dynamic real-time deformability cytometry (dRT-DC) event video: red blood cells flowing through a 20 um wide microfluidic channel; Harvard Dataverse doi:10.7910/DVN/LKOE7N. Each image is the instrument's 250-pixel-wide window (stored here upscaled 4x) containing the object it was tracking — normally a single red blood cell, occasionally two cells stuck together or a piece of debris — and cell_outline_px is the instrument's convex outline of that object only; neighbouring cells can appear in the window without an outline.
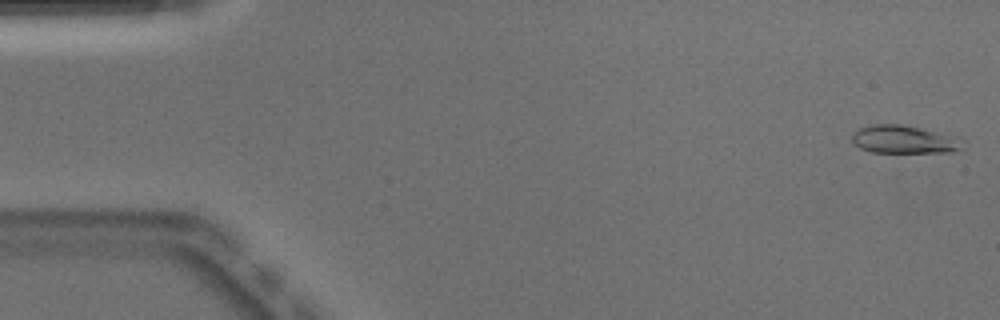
{"species": "Egyptian fruit bat (a non-hibernating species)", "species_latin": "Rousettus aegyptiacus", "temperature_condition": "warm", "stored_images_in_passage": 52, "camera_frame_rate_fps": 3000, "um_per_image_px": 0.085, "animal": {"sex": "male"}, "frame": {"image": 1, "passage_image": 2, "time_ms": 0.333, "image_size_px": [1000, 320], "cell_outline_px": [[964, 148], [952, 152], [872, 152], [860, 148], [852, 140], [852, 136], [860, 128], [872, 124], [900, 124], [920, 128], [964, 140]], "centroid_in_image_um": [76.85, 11.86], "position_along_channel_um": 8.1, "area_um2": 17.74}}
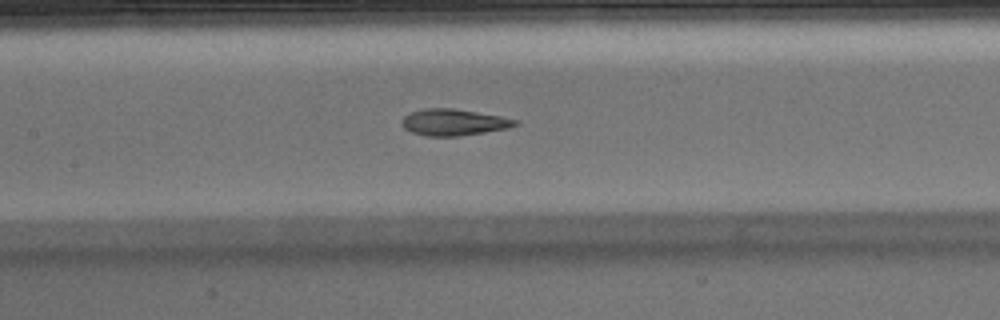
{"frame": {"image": 2, "passage_image": 24, "time_ms": 7.667, "image_size_px": [1000, 320], "cell_outline_px": [[520, 124], [508, 128], [460, 136], [428, 136], [412, 132], [404, 128], [400, 124], [404, 116], [412, 112], [424, 108], [456, 108], [500, 116], [520, 120]], "centroid_in_image_um": [38.59, 10.39], "position_along_channel_um": 168.8, "area_um2": 17.57}}
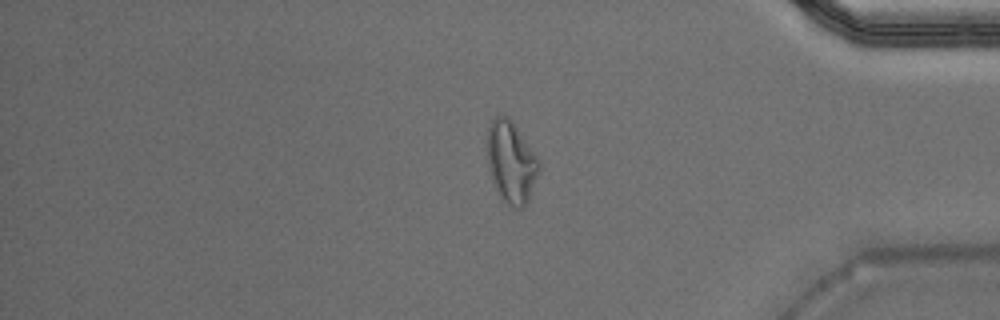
{"frame": {"image": 3, "passage_image": 43, "time_ms": 14.0, "image_size_px": [1000, 320], "cell_outline_px": [[540, 172], [528, 200], [520, 208], [516, 208], [508, 204], [500, 196], [488, 172], [488, 128], [492, 120], [500, 112], [508, 116], [512, 120], [540, 160]], "centroid_in_image_um": [43.46, 13.74], "position_along_channel_um": 391.7, "area_um2": 24.74}}